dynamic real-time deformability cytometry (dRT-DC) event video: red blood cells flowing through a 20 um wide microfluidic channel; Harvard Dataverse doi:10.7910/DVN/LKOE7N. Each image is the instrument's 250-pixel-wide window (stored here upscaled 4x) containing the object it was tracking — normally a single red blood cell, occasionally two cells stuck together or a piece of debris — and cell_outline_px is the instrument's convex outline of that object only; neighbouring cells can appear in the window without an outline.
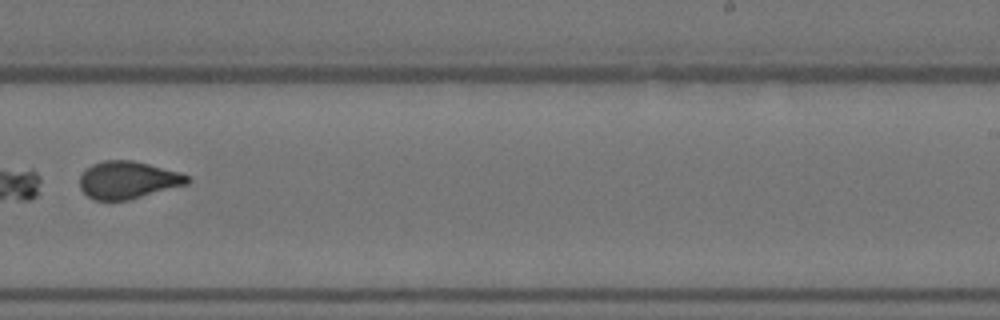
{"species": "Egyptian fruit bat (a non-hibernating species)", "species_latin": "Rousettus aegyptiacus", "temperature_condition": "warm", "stored_images_in_passage": 10, "camera_frame_rate_fps": 3000, "um_per_image_px": 0.085, "animal": {"sex": "female"}, "frame": {"image": 1, "passage_image": 9, "time_ms": 9.667, "image_size_px": [1000, 320], "cell_outline_px": [[192, 180], [188, 184], [128, 200], [96, 200], [88, 196], [80, 188], [80, 176], [92, 164], [104, 160], [132, 160], [148, 164], [176, 172], [188, 176]], "centroid_in_image_um": [10.86, 15.3], "position_along_channel_um": 278.1, "area_um2": 23.18}}